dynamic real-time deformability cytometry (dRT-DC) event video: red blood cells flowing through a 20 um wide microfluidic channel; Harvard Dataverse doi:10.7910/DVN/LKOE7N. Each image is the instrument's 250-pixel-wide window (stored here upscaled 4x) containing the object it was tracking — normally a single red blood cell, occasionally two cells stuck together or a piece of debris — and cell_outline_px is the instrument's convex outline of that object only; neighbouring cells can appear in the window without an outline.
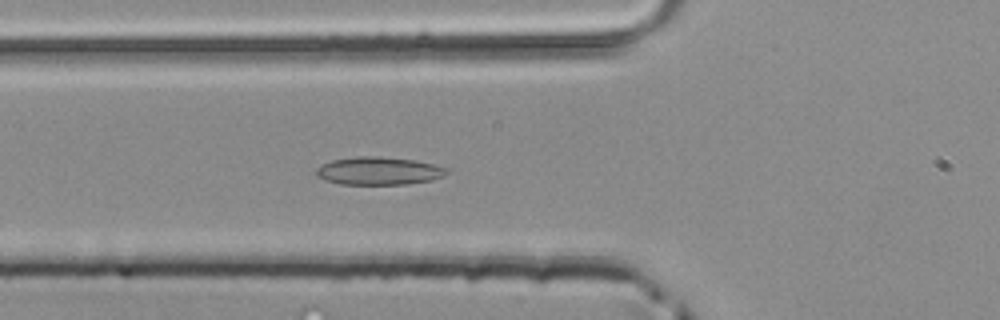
{"species": "common noctule bat (a hibernating species)", "species_latin": "Nyctalus noctula", "temperature_condition": "room temperature", "stored_images_in_passage": 44, "camera_frame_rate_fps": 3000, "um_per_image_px": 0.085, "animal": {"sex": "male", "body_mass_g": 20.4}, "frame": {"image": 1, "passage_image": 13, "time_ms": 4.0, "image_size_px": [1000, 320], "cell_outline_px": [[448, 172], [444, 176], [432, 180], [408, 184], [340, 184], [324, 180], [316, 176], [316, 168], [332, 160], [360, 156], [380, 156], [416, 160], [448, 168]], "centroid_in_image_um": [32.21, 14.53], "position_along_channel_um": 93.6, "area_um2": 21.27}}
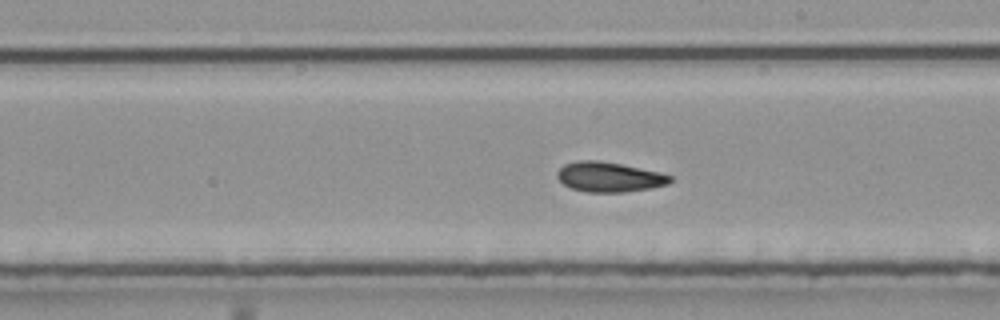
{"frame": {"image": 2, "passage_image": 23, "time_ms": 7.333, "image_size_px": [1000, 320], "cell_outline_px": [[672, 180], [668, 184], [648, 188], [624, 192], [588, 192], [572, 188], [564, 184], [556, 176], [556, 172], [564, 164], [576, 160], [600, 160], [660, 172], [672, 176]], "centroid_in_image_um": [51.76, 15.03], "position_along_channel_um": 237.2, "area_um2": 19.59}}
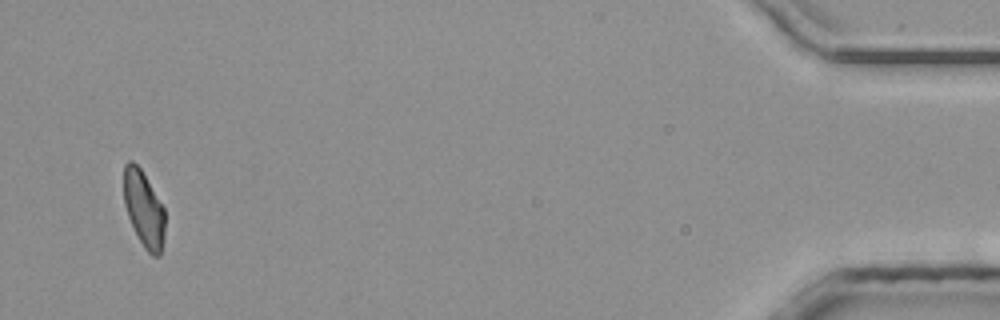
{"frame": {"image": 3, "passage_image": 42, "time_ms": 13.667, "image_size_px": [1000, 320], "cell_outline_px": [[164, 240], [160, 256], [152, 256], [144, 248], [128, 216], [124, 204], [124, 164], [128, 160], [132, 160], [140, 168], [164, 208]], "centroid_in_image_um": [12.22, 17.77], "position_along_channel_um": 423.0, "area_um2": 18.03}}